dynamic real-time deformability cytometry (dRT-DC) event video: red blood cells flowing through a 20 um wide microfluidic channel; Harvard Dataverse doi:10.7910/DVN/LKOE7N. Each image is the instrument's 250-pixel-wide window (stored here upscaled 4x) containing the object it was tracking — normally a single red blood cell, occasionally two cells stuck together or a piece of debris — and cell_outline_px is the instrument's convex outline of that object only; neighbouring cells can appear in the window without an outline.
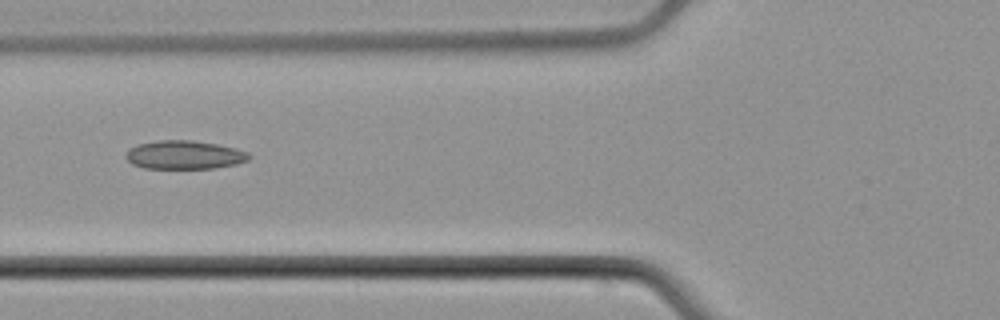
{"species": "common noctule bat (a hibernating species)", "species_latin": "Nyctalus noctula", "temperature_condition": "cold", "stored_images_in_passage": 4, "camera_frame_rate_fps": 3000, "um_per_image_px": 0.085, "animal": {"sex": "male", "body_mass_g": 21.5, "forearm_length_mm": 52.0}, "frame": {"image": 1, "passage_image": 4, "time_ms": 4.0, "image_size_px": [1000, 320], "cell_outline_px": [[252, 156], [248, 160], [236, 164], [216, 168], [144, 168], [132, 164], [124, 156], [136, 144], [156, 140], [192, 140], [216, 144], [236, 148], [248, 152]], "centroid_in_image_um": [15.69, 13.16], "position_along_channel_um": 110.1, "area_um2": 20.52}}